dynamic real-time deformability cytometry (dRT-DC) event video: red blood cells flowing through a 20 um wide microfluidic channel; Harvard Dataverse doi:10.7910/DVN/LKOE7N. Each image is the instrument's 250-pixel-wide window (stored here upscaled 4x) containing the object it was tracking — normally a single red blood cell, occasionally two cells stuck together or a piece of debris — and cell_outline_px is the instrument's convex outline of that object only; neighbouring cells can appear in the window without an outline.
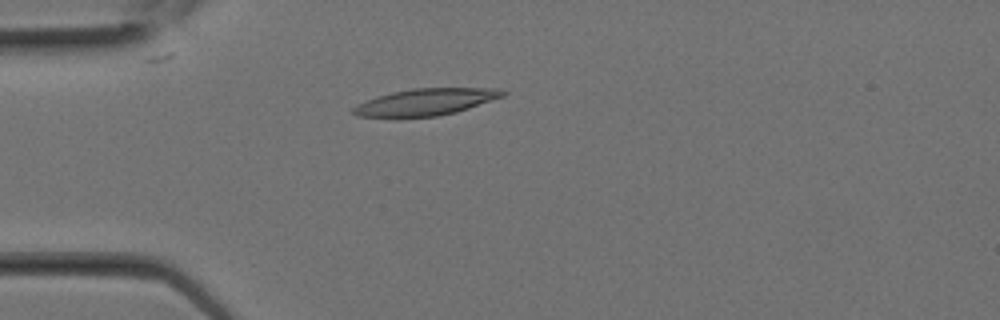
{"species": "Egyptian fruit bat (a non-hibernating species)", "species_latin": "Rousettus aegyptiacus", "temperature_condition": "room temperature", "stored_images_in_passage": 11, "camera_frame_rate_fps": 3000, "um_per_image_px": 0.085, "animal": {"sex": "female"}, "frame": {"image": 1, "passage_image": 7, "time_ms": 2.0, "image_size_px": [1000, 320], "cell_outline_px": [[508, 92], [504, 96], [456, 112], [436, 116], [396, 120], [356, 116], [352, 112], [352, 108], [356, 104], [376, 96], [392, 92], [412, 88], [500, 88]], "centroid_in_image_um": [36.08, 8.71], "position_along_channel_um": 48.9, "area_um2": 24.22}}
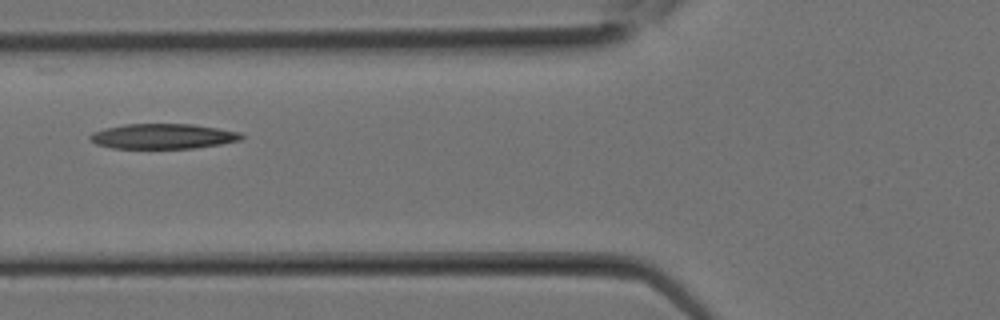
{"frame": {"image": 2, "passage_image": 10, "time_ms": 3.0, "image_size_px": [1000, 320], "cell_outline_px": [[244, 136], [240, 140], [220, 144], [196, 148], [112, 148], [96, 144], [88, 136], [92, 132], [104, 128], [124, 124], [192, 124], [240, 132]], "centroid_in_image_um": [13.83, 11.58], "position_along_channel_um": 112.0, "area_um2": 22.08}}